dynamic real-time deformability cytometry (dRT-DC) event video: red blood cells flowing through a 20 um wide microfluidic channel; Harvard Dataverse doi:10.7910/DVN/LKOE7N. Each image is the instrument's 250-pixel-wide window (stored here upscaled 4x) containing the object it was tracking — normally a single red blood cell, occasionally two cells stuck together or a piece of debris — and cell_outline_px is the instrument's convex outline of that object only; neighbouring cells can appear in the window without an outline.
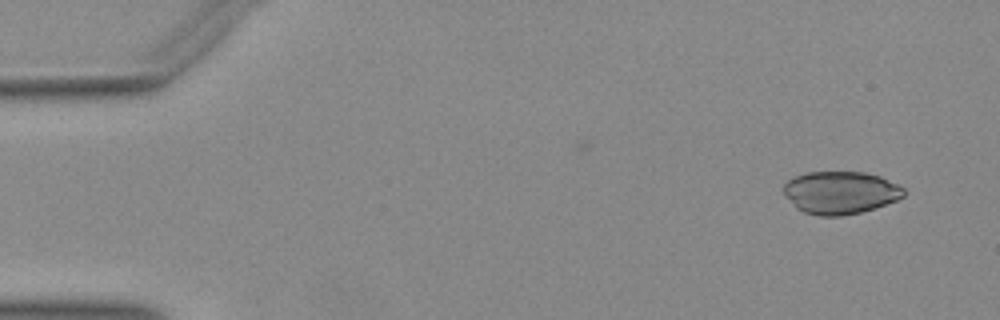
{"species": "Egyptian fruit bat (a non-hibernating species)", "species_latin": "Rousettus aegyptiacus", "temperature_condition": "warm", "stored_images_in_passage": 7, "camera_frame_rate_fps": 3000, "um_per_image_px": 0.085, "animal": {"sex": "female"}, "frame": {"image": 1, "passage_image": 1, "time_ms": 0.0, "image_size_px": [1000, 320], "cell_outline_px": [[904, 196], [896, 200], [860, 212], [840, 216], [820, 216], [804, 212], [796, 208], [784, 196], [784, 184], [788, 180], [796, 176], [808, 172], [864, 172], [880, 176], [904, 188]], "centroid_in_image_um": [71.39, 16.37], "position_along_channel_um": 13.6, "area_um2": 29.65}}